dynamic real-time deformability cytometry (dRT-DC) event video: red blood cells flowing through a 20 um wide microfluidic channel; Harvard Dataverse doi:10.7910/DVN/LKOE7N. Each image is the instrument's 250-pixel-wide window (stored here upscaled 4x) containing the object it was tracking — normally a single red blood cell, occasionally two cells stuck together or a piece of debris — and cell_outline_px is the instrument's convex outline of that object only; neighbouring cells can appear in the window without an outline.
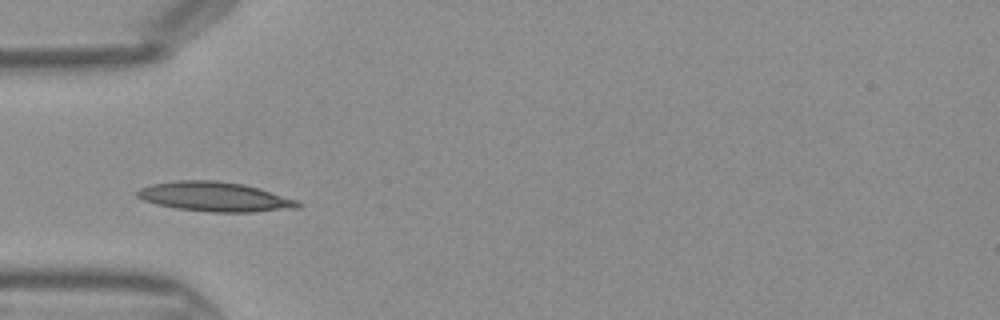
{"species": "Egyptian fruit bat (a non-hibernating species)", "species_latin": "Rousettus aegyptiacus", "temperature_condition": "warm", "stored_images_in_passage": 32, "camera_frame_rate_fps": 3000, "um_per_image_px": 0.085, "frame": {"image": 1, "passage_image": 1, "time_ms": 0.0, "image_size_px": [1000, 320], "cell_outline_px": [[304, 204], [300, 208], [252, 212], [208, 212], [176, 208], [156, 204], [144, 200], [136, 196], [136, 192], [140, 188], [148, 184], [180, 180], [216, 180], [244, 184], [260, 188], [300, 200]], "centroid_in_image_um": [18.32, 16.72], "position_along_channel_um": 66.7, "area_um2": 28.09}}
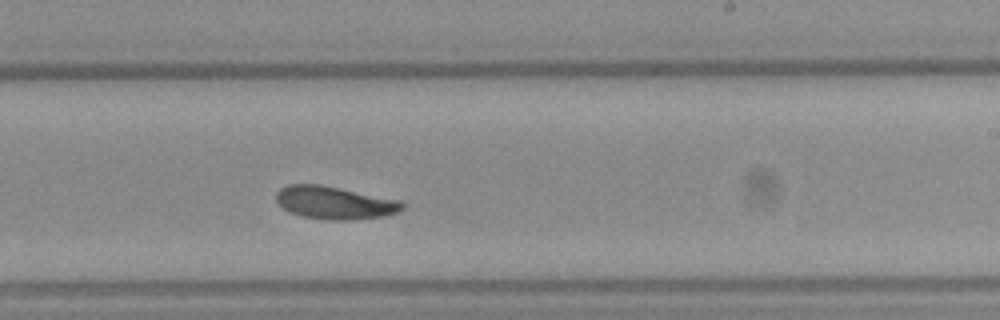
{"frame": {"image": 2, "passage_image": 14, "time_ms": 4.333, "image_size_px": [1000, 320], "cell_outline_px": [[404, 208], [396, 212], [384, 216], [352, 220], [328, 220], [304, 216], [292, 212], [284, 208], [276, 200], [276, 192], [280, 188], [288, 184], [320, 184], [400, 200], [404, 204]], "centroid_in_image_um": [28.45, 17.22], "position_along_channel_um": 260.6, "area_um2": 23.93}}
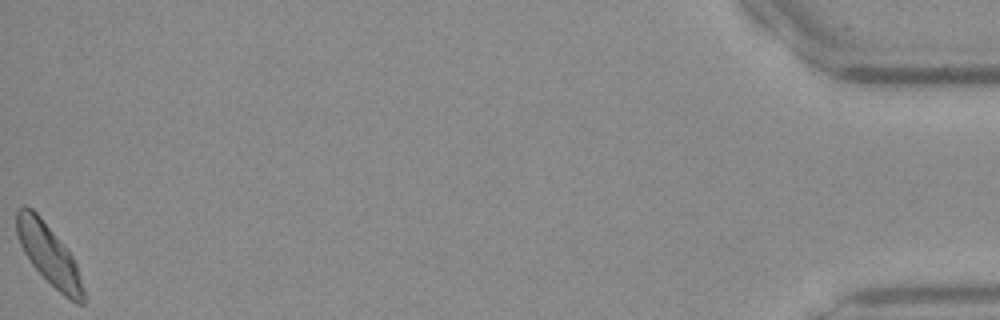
{"frame": {"image": 3, "passage_image": 32, "time_ms": 10.333, "image_size_px": [1000, 320], "cell_outline_px": [[84, 304], [76, 304], [64, 296], [32, 264], [24, 252], [20, 244], [16, 232], [16, 208], [24, 204], [32, 208], [40, 216], [68, 248], [76, 264], [84, 288]], "centroid_in_image_um": [4.15, 21.59], "position_along_channel_um": 431.1, "area_um2": 23.52}}